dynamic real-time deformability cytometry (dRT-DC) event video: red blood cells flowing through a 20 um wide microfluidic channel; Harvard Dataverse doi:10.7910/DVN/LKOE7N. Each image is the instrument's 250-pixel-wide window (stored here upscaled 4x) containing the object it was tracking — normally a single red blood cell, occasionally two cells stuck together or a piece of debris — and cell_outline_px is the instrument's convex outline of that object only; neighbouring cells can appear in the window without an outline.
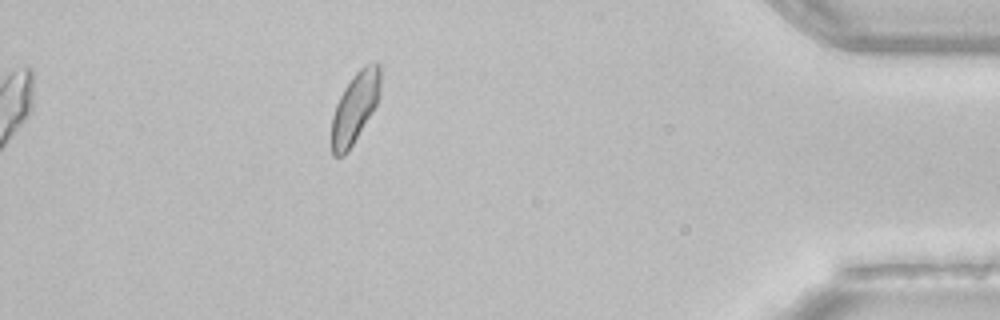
{"species": "common noctule bat (a hibernating species)", "species_latin": "Nyctalus noctula", "temperature_condition": "room temperature", "stored_images_in_passage": 29, "camera_frame_rate_fps": 3000, "um_per_image_px": 0.085, "animal": {"sex": "female", "body_mass_g": 22.7, "forearm_length_mm": 54.2}, "frame": {"image": 1, "passage_image": 29, "time_ms": 9.333, "image_size_px": [1000, 320], "cell_outline_px": [[380, 96], [372, 112], [348, 152], [344, 156], [332, 156], [332, 116], [336, 104], [344, 88], [352, 76], [364, 64], [376, 60], [380, 64]], "centroid_in_image_um": [30.18, 9.11], "position_along_channel_um": 405.0, "area_um2": 20.17}, "authors_computed_cell_mechanics": {"area_um2": 20.4034, "velocity_mm_per_s": 4.0945, "shape_relaxation_time_tau1_ms": 5.4349, "shape_relaxation_time_tau2_ms": null, "deformation_change_tau1": 0.0911, "deformation_change_tau2": null}}